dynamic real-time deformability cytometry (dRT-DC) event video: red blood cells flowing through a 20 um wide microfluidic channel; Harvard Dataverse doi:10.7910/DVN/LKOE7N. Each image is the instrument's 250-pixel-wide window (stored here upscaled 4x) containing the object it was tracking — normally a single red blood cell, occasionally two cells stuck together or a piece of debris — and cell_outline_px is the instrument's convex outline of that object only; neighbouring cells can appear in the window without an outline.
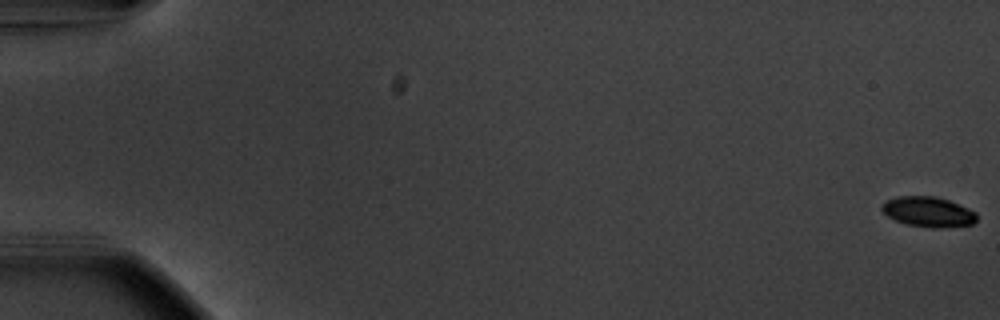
{"species": "common noctule bat (a hibernating species)", "species_latin": "Nyctalus noctula", "temperature_condition": "warm", "stored_images_in_passage": 43, "camera_frame_rate_fps": 3000, "um_per_image_px": 0.085, "animal": {"sex": "male", "body_mass_g": 20.1, "forearm_length_mm": 53.5}, "frame": {"image": 1, "passage_image": 1, "time_ms": 0.0, "image_size_px": [1000, 320], "cell_outline_px": [[976, 220], [972, 224], [940, 228], [932, 228], [904, 224], [888, 216], [880, 208], [880, 204], [896, 196], [936, 196], [948, 200], [968, 208], [976, 212]], "centroid_in_image_um": [78.87, 18.0], "position_along_channel_um": 6.1, "area_um2": 16.7}}
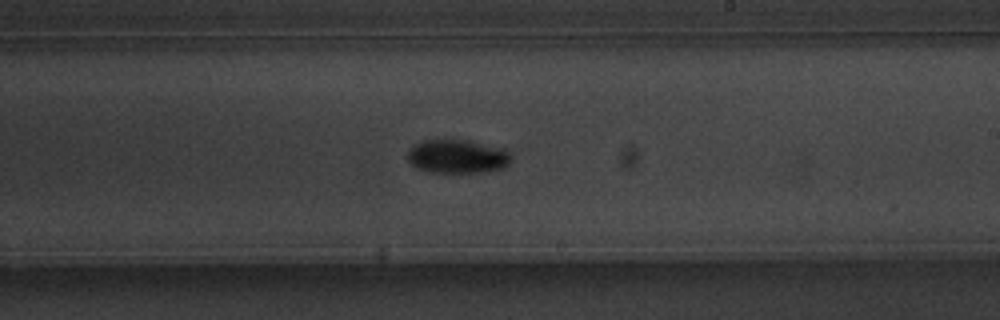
{"frame": {"image": 2, "passage_image": 35, "time_ms": 11.333, "image_size_px": [1000, 320], "cell_outline_px": [[512, 160], [504, 168], [480, 172], [432, 172], [416, 168], [408, 160], [408, 152], [416, 144], [424, 140], [468, 140], [504, 148], [512, 156]], "centroid_in_image_um": [38.92, 13.3], "position_along_channel_um": 250.1, "area_um2": 20.23}}
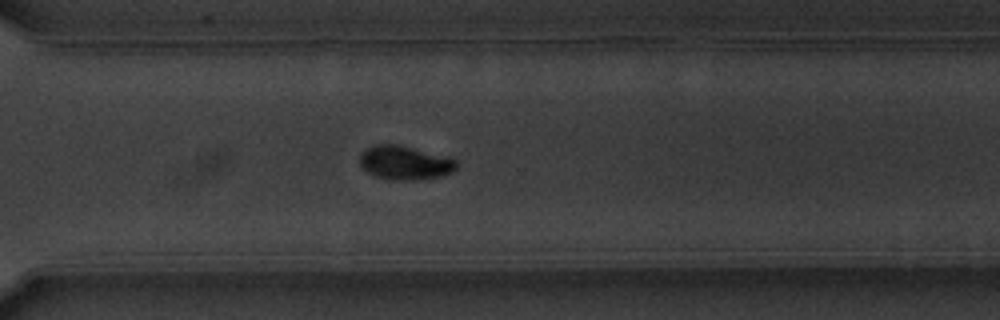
{"frame": {"image": 3, "passage_image": 42, "time_ms": 13.667, "image_size_px": [1000, 320], "cell_outline_px": [[456, 168], [452, 172], [440, 176], [416, 180], [392, 180], [376, 176], [368, 172], [360, 164], [360, 156], [368, 148], [376, 144], [396, 144], [412, 148], [456, 160]], "centroid_in_image_um": [34.39, 13.85], "position_along_channel_um": 336.2, "area_um2": 18.55}}